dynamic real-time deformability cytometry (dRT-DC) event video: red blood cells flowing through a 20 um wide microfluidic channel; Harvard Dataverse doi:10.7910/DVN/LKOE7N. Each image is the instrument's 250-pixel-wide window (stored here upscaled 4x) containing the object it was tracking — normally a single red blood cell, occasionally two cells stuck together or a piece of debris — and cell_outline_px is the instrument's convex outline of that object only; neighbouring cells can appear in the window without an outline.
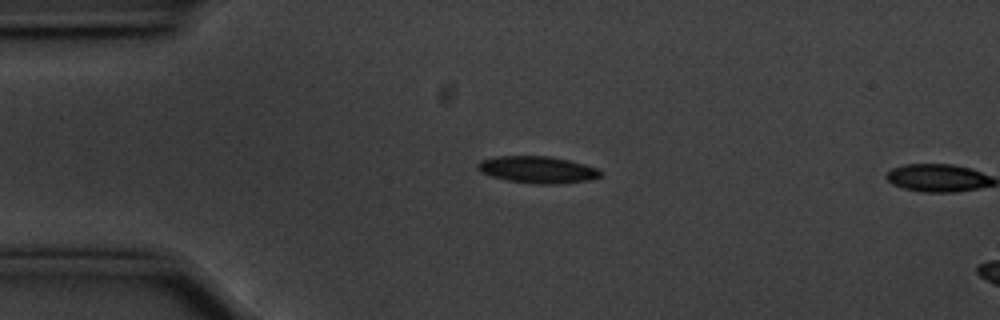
{"species": "common noctule bat (a hibernating species)", "species_latin": "Nyctalus noctula", "temperature_condition": "cold", "stored_images_in_passage": 2, "camera_frame_rate_fps": 3000, "um_per_image_px": 0.085, "animal": {"sex": "male", "body_mass_g": 20.1, "forearm_length_mm": 53.5}, "frame": {"image": 1, "passage_image": 1, "time_ms": 0.0, "image_size_px": [1000, 320], "cell_outline_px": [[604, 176], [588, 180], [560, 184], [536, 184], [508, 180], [492, 176], [480, 172], [476, 168], [476, 164], [480, 160], [500, 156], [548, 156], [568, 160], [584, 164], [596, 168]], "centroid_in_image_um": [45.68, 14.42], "position_along_channel_um": 39.3, "area_um2": 19.19}}